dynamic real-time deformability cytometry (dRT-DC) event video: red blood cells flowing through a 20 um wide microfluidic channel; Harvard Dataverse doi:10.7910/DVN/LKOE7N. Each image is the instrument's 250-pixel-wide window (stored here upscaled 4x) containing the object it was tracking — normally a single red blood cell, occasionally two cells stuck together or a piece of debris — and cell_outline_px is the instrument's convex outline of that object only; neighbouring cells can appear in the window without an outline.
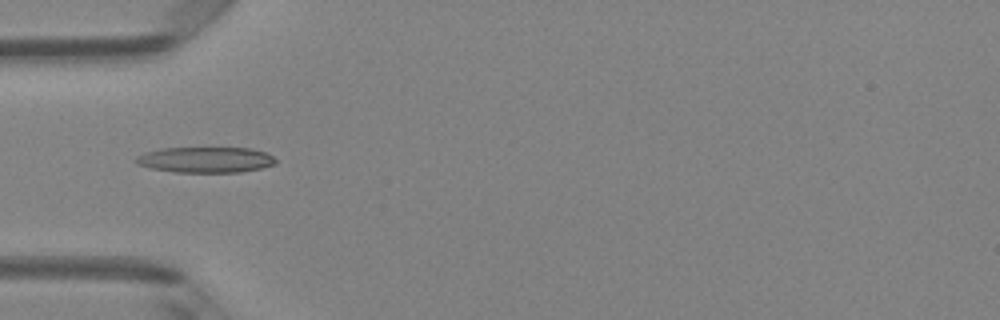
{"species": "Egyptian fruit bat (a non-hibernating species)", "species_latin": "Rousettus aegyptiacus", "temperature_condition": "room temperature", "stored_images_in_passage": 6, "camera_frame_rate_fps": 3000, "um_per_image_px": 0.085, "animal": {"sex": "female"}, "frame": {"image": 1, "passage_image": 4, "time_ms": 1.0, "image_size_px": [1000, 320], "cell_outline_px": [[276, 164], [260, 168], [240, 172], [172, 172], [152, 168], [140, 164], [132, 160], [136, 156], [144, 152], [160, 148], [248, 148], [264, 152], [272, 156], [276, 160]], "centroid_in_image_um": [17.44, 13.58], "position_along_channel_um": 67.6, "area_um2": 20.87}}
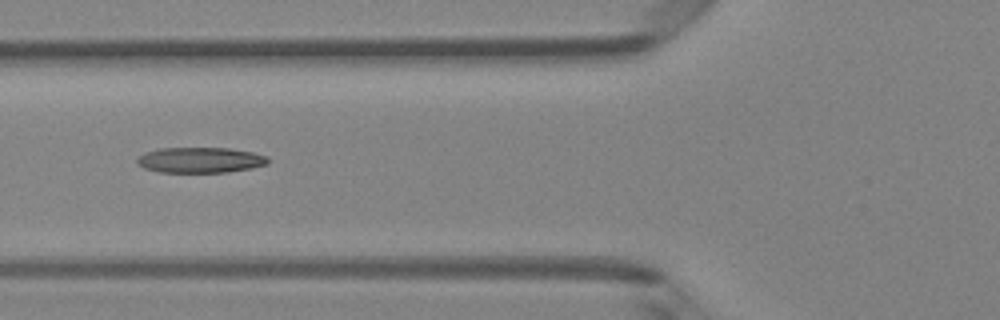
{"frame": {"image": 2, "passage_image": 5, "time_ms": 1.333, "image_size_px": [1000, 320], "cell_outline_px": [[268, 164], [252, 168], [228, 172], [160, 172], [144, 168], [136, 164], [136, 156], [144, 152], [160, 148], [228, 148], [252, 152], [268, 156]], "centroid_in_image_um": [16.98, 13.6], "position_along_channel_um": 108.8, "area_um2": 19.65}}
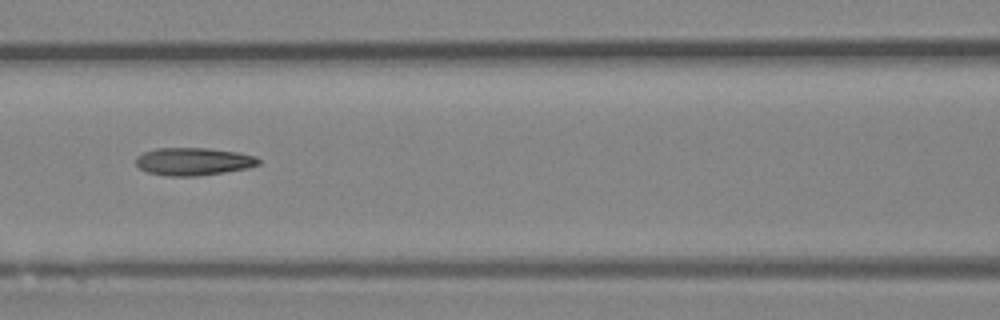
{"frame": {"image": 3, "passage_image": 6, "time_ms": 1.667, "image_size_px": [1000, 320], "cell_outline_px": [[260, 164], [248, 168], [224, 172], [196, 176], [168, 176], [148, 172], [140, 168], [136, 164], [136, 156], [144, 152], [156, 148], [208, 148], [236, 152], [256, 156], [260, 160]], "centroid_in_image_um": [16.44, 13.72], "position_along_channel_um": 150.2, "area_um2": 19.77}}